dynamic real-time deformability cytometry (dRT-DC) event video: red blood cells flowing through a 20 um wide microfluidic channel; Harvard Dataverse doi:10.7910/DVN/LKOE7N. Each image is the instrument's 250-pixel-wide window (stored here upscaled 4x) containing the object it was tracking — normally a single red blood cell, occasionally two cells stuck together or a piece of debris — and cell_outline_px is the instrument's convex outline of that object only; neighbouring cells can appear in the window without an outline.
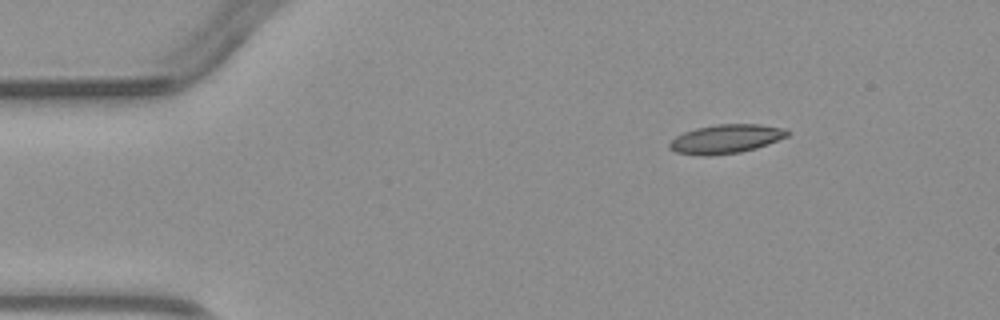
{"species": "common noctule bat (a hibernating species)", "species_latin": "Nyctalus noctula", "temperature_condition": "warm", "stored_images_in_passage": 3, "camera_frame_rate_fps": 3000, "um_per_image_px": 0.085, "animal": {"sex": "male", "body_mass_g": 23.1, "forearm_length_mm": 52.7}, "frame": {"image": 1, "passage_image": 1, "time_ms": 0.0, "image_size_px": [1000, 320], "cell_outline_px": [[788, 136], [768, 144], [756, 148], [740, 152], [708, 156], [700, 156], [676, 152], [668, 148], [668, 144], [676, 136], [684, 132], [696, 128], [716, 124], [760, 124], [788, 128]], "centroid_in_image_um": [61.71, 11.8], "position_along_channel_um": 23.3, "area_um2": 20.0}}
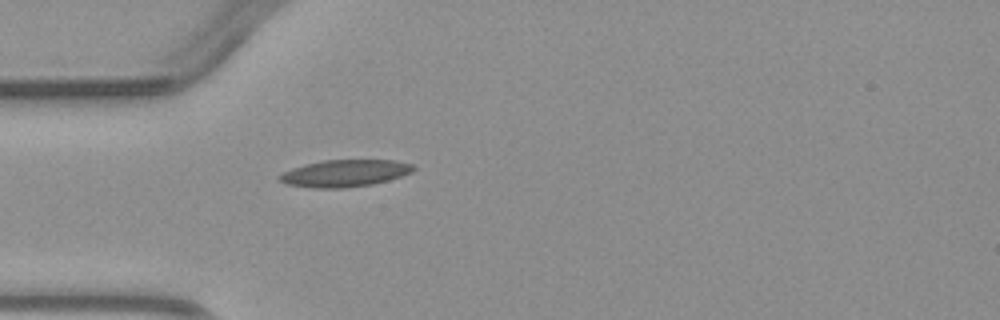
{"frame": {"image": 2, "passage_image": 3, "time_ms": 2.333, "image_size_px": [1000, 320], "cell_outline_px": [[416, 168], [412, 172], [388, 180], [372, 184], [344, 188], [312, 188], [288, 184], [280, 180], [276, 176], [292, 168], [304, 164], [324, 160], [396, 160], [412, 164]], "centroid_in_image_um": [29.31, 14.72], "position_along_channel_um": 55.7, "area_um2": 21.04}}